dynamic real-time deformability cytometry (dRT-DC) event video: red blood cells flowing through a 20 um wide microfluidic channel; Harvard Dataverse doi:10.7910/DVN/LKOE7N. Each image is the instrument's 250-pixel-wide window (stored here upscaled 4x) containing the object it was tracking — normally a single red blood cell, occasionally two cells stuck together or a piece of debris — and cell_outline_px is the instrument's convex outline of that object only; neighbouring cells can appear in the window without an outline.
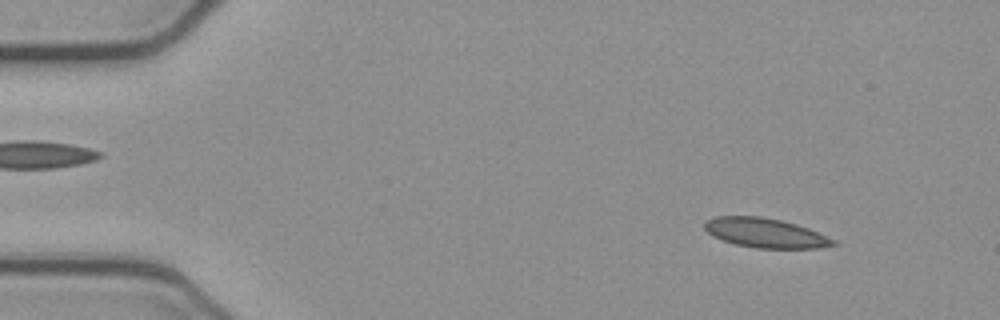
{"species": "common noctule bat (a hibernating species)", "species_latin": "Nyctalus noctula", "temperature_condition": "cold", "stored_images_in_passage": 47, "camera_frame_rate_fps": 3000, "um_per_image_px": 0.085, "animal": {"sex": "female", "body_mass_g": 21.9}, "frame": {"image": 1, "passage_image": 1, "time_ms": 0.0, "image_size_px": [1000, 320], "cell_outline_px": [[836, 244], [816, 248], [756, 248], [736, 244], [712, 236], [704, 228], [704, 220], [716, 216], [760, 216], [780, 220], [796, 224], [808, 228], [836, 240]], "centroid_in_image_um": [65.02, 19.79], "position_along_channel_um": 20.0, "area_um2": 21.96}}
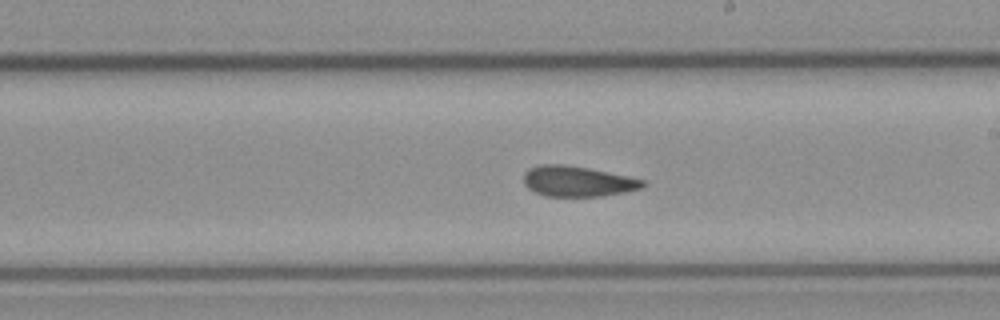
{"frame": {"image": 2, "passage_image": 25, "time_ms": 8.0, "image_size_px": [1000, 320], "cell_outline_px": [[648, 184], [644, 188], [624, 192], [600, 196], [544, 196], [528, 188], [524, 184], [524, 172], [528, 168], [540, 164], [564, 164], [588, 168], [644, 180]], "centroid_in_image_um": [49.08, 15.41], "position_along_channel_um": 239.9, "area_um2": 21.15}}
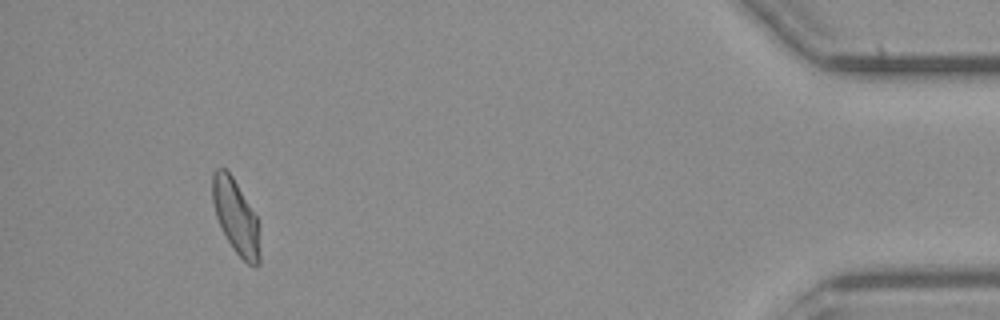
{"frame": {"image": 3, "passage_image": 44, "time_ms": 14.333, "image_size_px": [1000, 320], "cell_outline_px": [[260, 264], [256, 268], [248, 264], [232, 248], [216, 216], [212, 200], [212, 172], [216, 168], [224, 168], [232, 176], [256, 216], [260, 256]], "centroid_in_image_um": [20.03, 18.43], "position_along_channel_um": 415.2, "area_um2": 20.11}, "authors_computed_cell_mechanics": {"area_um2": 21.3282, "velocity_mm_per_s": 3.8701, "shape_relaxation_time_tau1_ms": null, "shape_relaxation_time_tau2_ms": 2.5516, "deformation_change_tau1": null, "deformation_change_tau2": 0.0743}}